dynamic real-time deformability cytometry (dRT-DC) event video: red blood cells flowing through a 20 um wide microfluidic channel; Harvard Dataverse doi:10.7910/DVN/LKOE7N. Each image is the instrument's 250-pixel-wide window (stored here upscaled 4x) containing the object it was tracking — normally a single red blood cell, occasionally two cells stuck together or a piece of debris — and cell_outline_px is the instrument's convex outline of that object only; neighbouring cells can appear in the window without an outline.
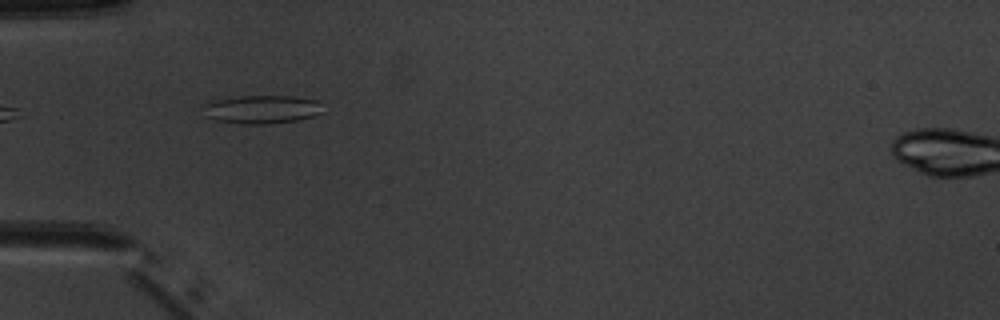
{"species": "common noctule bat (a hibernating species)", "species_latin": "Nyctalus noctula", "temperature_condition": "warm", "stored_images_in_passage": 4, "camera_frame_rate_fps": 3000, "um_per_image_px": 0.085, "animal": {"sex": "male", "body_mass_g": 20.1, "forearm_length_mm": 53.5}, "frame": {"image": 1, "passage_image": 2, "time_ms": 1.0, "image_size_px": [1000, 320], "cell_outline_px": [[324, 112], [300, 120], [268, 124], [240, 124], [216, 120], [208, 116], [204, 104], [216, 100], [240, 96], [292, 96], [316, 100]], "centroid_in_image_um": [22.3, 9.3], "position_along_channel_um": 62.7, "area_um2": 19.54}}
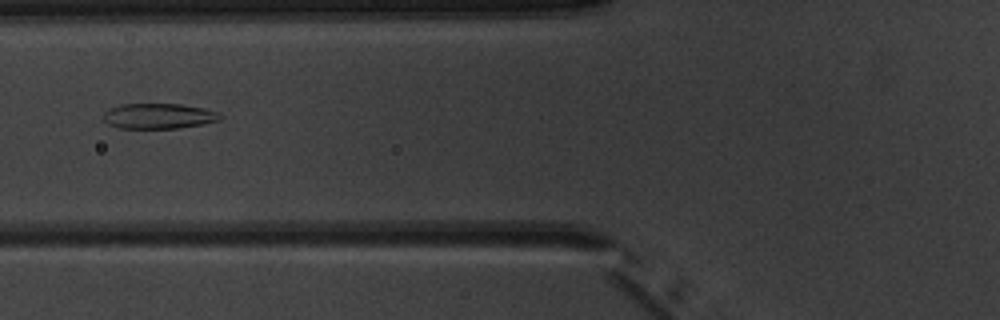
{"frame": {"image": 2, "passage_image": 3, "time_ms": 2.333, "image_size_px": [1000, 320], "cell_outline_px": [[220, 120], [204, 124], [176, 128], [120, 128], [108, 124], [104, 120], [104, 112], [108, 108], [120, 104], [180, 104], [204, 108], [220, 112]], "centroid_in_image_um": [13.48, 9.86], "position_along_channel_um": 112.3, "area_um2": 17.28}}